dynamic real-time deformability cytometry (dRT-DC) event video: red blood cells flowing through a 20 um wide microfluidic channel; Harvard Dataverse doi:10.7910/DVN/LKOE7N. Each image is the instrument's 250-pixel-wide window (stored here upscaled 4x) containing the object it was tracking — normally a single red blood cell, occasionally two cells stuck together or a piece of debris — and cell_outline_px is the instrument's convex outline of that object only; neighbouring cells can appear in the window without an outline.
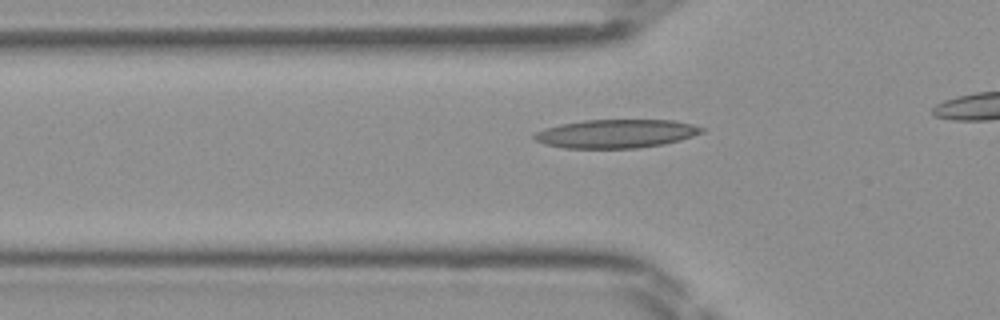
{"species": "Egyptian fruit bat (a non-hibernating species)", "species_latin": "Rousettus aegyptiacus", "temperature_condition": "room temperature", "stored_images_in_passage": 17, "camera_frame_rate_fps": 3000, "um_per_image_px": 0.085, "frame": {"image": 1, "passage_image": 6, "time_ms": 1.667, "image_size_px": [1000, 320], "cell_outline_px": [[704, 132], [680, 140], [664, 144], [636, 148], [564, 148], [544, 144], [536, 140], [532, 136], [536, 132], [544, 128], [560, 124], [584, 120], [672, 120], [692, 124], [704, 128]], "centroid_in_image_um": [52.36, 11.36], "position_along_channel_um": 73.4, "area_um2": 27.86}}
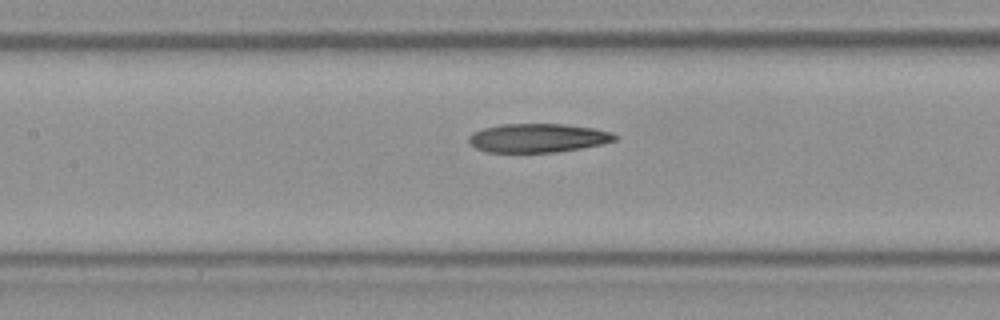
{"frame": {"image": 2, "passage_image": 12, "time_ms": 3.667, "image_size_px": [1000, 320], "cell_outline_px": [[620, 136], [616, 140], [604, 144], [556, 152], [488, 152], [476, 148], [468, 144], [468, 136], [472, 132], [484, 128], [500, 124], [564, 124], [592, 128], [612, 132]], "centroid_in_image_um": [45.72, 11.73], "position_along_channel_um": 161.7, "area_um2": 24.68}}
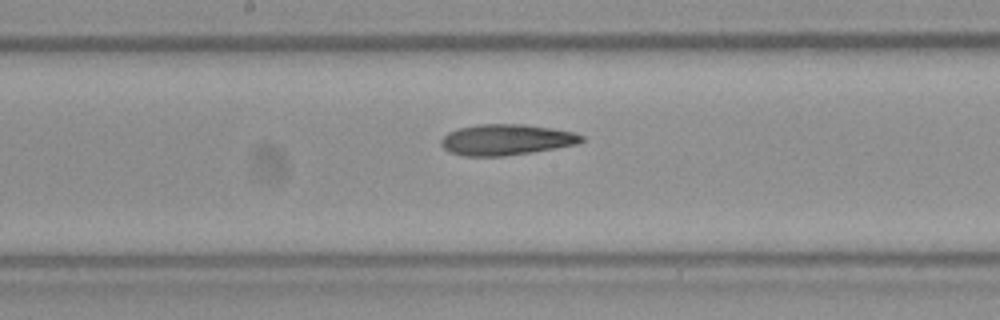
{"frame": {"image": 3, "passage_image": 15, "time_ms": 4.667, "image_size_px": [1000, 320], "cell_outline_px": [[584, 140], [576, 144], [556, 148], [532, 152], [504, 156], [460, 156], [448, 152], [440, 144], [440, 140], [448, 132], [456, 128], [480, 124], [524, 124], [552, 128], [576, 132], [584, 136]], "centroid_in_image_um": [43.01, 11.87], "position_along_channel_um": 205.2, "area_um2": 25.55}}